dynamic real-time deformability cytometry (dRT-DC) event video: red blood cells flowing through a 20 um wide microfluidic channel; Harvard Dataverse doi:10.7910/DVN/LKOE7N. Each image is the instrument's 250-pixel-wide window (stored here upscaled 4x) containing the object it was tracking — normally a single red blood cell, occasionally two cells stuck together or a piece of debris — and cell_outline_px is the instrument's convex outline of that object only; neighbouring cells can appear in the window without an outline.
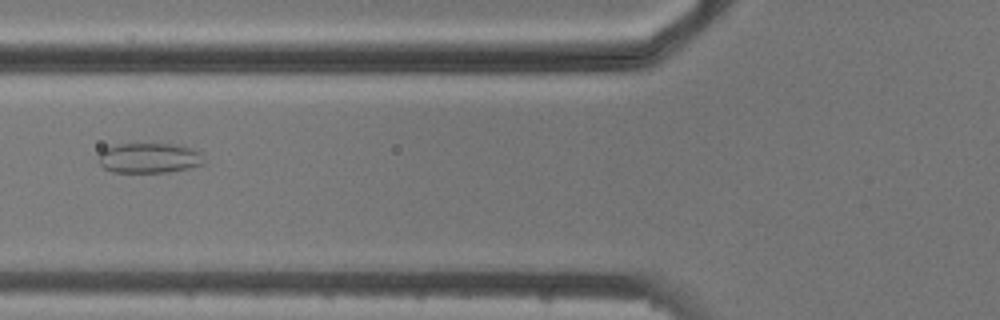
{"species": "common noctule bat (a hibernating species)", "species_latin": "Nyctalus noctula", "temperature_condition": "cold", "stored_images_in_passage": 6, "camera_frame_rate_fps": 3000, "um_per_image_px": 0.085, "animal": {"sex": "male", "body_mass_g": 20.5, "forearm_length_mm": 52.5}, "frame": {"image": 1, "passage_image": 6, "time_ms": 5.667, "image_size_px": [1000, 320], "cell_outline_px": [[204, 164], [188, 168], [168, 172], [112, 172], [104, 168], [100, 164], [100, 152], [104, 148], [116, 144], [180, 144], [192, 148], [200, 152]], "centroid_in_image_um": [12.68, 13.42], "position_along_channel_um": 113.1, "area_um2": 18.5}}